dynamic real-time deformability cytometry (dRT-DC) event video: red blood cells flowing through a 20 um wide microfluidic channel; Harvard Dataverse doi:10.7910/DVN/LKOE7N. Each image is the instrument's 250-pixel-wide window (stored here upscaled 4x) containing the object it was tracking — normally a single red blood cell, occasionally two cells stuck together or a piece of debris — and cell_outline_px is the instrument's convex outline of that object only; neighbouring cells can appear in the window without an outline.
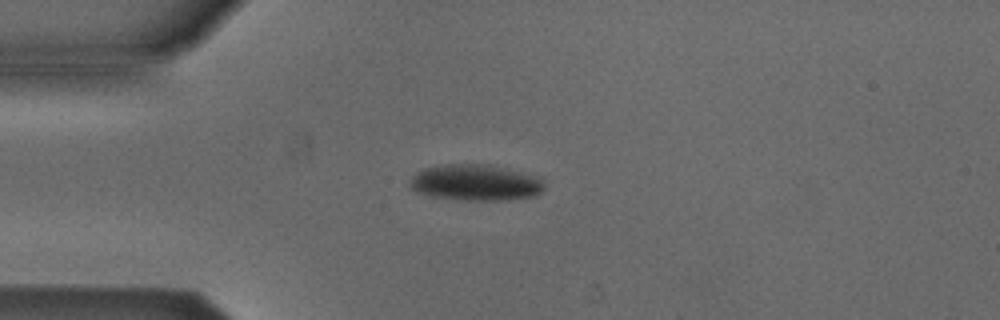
{"species": "Egyptian fruit bat (a non-hibernating species)", "species_latin": "Rousettus aegyptiacus", "temperature_condition": "cold", "stored_images_in_passage": 2, "camera_frame_rate_fps": 3000, "um_per_image_px": 0.085, "animal": {"sex": "male"}, "frame": {"image": 1, "passage_image": 1, "time_ms": 0.0, "image_size_px": [1000, 320], "cell_outline_px": [[544, 188], [536, 196], [508, 200], [460, 200], [432, 196], [420, 192], [412, 188], [412, 176], [424, 168], [444, 164], [488, 164], [544, 176]], "centroid_in_image_um": [40.54, 15.51], "position_along_channel_um": 44.5, "area_um2": 28.55}}
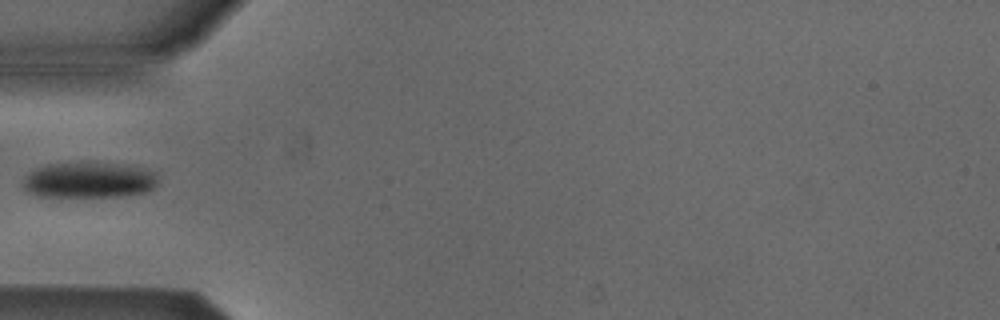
{"frame": {"image": 2, "passage_image": 2, "time_ms": 0.333, "image_size_px": [1000, 320], "cell_outline_px": [[156, 188], [148, 192], [124, 196], [36, 196], [28, 192], [24, 188], [24, 176], [36, 168], [48, 164], [80, 160], [96, 160], [132, 164], [156, 172]], "centroid_in_image_um": [7.62, 15.25], "position_along_channel_um": 77.4, "area_um2": 29.42}}